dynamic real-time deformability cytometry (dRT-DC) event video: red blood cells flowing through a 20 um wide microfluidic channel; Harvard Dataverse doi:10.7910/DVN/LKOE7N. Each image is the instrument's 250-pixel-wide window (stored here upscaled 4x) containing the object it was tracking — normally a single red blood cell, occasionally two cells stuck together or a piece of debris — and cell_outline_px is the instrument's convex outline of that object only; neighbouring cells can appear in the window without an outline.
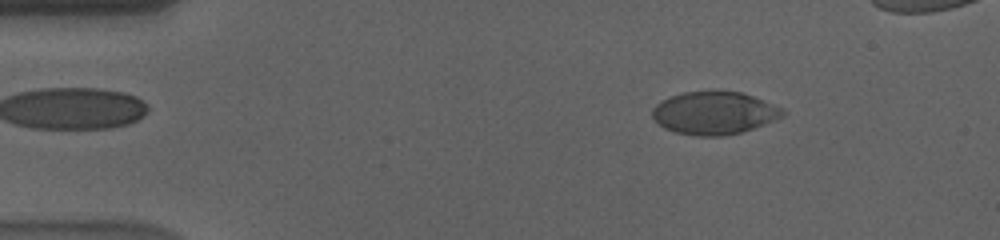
{"species": "human", "species_latin": "Homo sapiens", "temperature_condition": "cold", "stored_images_in_passage": 47, "camera_frame_rate_fps": 3000, "um_per_image_px": 0.085, "donor": {"sex": "male"}, "frame": {"image": 1, "passage_image": 2, "time_ms": 0.333, "image_size_px": [1000, 240], "cell_outline_px": [[784, 116], [752, 128], [740, 132], [720, 136], [696, 136], [676, 132], [664, 128], [652, 116], [652, 108], [660, 100], [684, 92], [740, 92], [752, 96], [784, 108]], "centroid_in_image_um": [60.69, 9.61], "position_along_channel_um": 24.3, "area_um2": 32.02}}
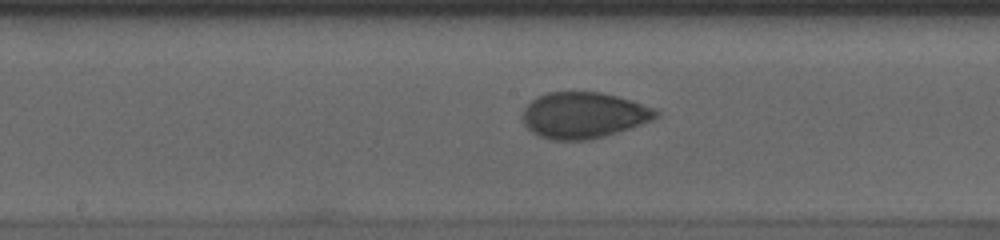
{"frame": {"image": 2, "passage_image": 23, "time_ms": 7.333, "image_size_px": [1000, 240], "cell_outline_px": [[660, 116], [652, 120], [592, 140], [552, 140], [540, 136], [532, 132], [524, 124], [520, 116], [524, 108], [536, 96], [544, 92], [600, 92], [632, 100], [660, 108]], "centroid_in_image_um": [49.62, 9.78], "position_along_channel_um": 198.6, "area_um2": 36.24}}
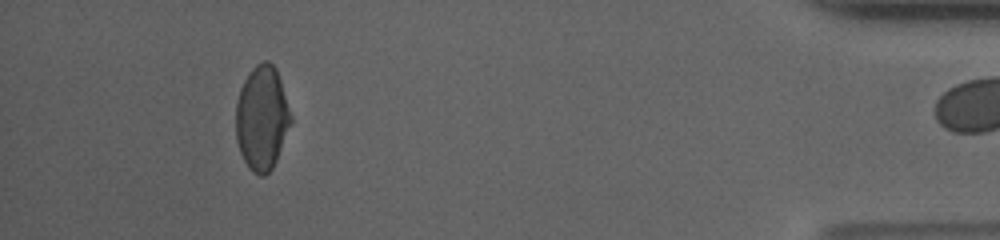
{"frame": {"image": 3, "passage_image": 46, "time_ms": 15.0, "image_size_px": [1000, 240], "cell_outline_px": [[292, 120], [276, 160], [272, 168], [264, 176], [260, 176], [252, 172], [248, 168], [240, 152], [236, 140], [236, 104], [240, 88], [244, 80], [252, 68], [256, 64], [264, 60], [268, 60], [276, 68], [292, 116]], "centroid_in_image_um": [22.25, 10.03], "position_along_channel_um": 412.9, "area_um2": 33.35}}